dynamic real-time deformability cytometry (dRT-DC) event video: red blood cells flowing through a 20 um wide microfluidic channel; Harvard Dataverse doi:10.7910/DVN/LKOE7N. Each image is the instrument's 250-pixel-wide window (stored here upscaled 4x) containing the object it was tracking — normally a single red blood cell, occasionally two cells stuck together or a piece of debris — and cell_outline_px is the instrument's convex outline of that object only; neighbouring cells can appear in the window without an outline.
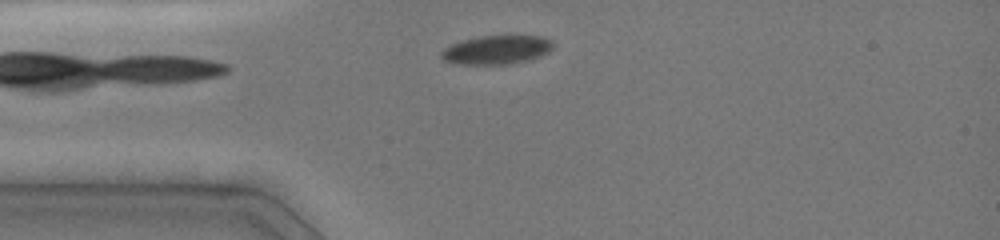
{"species": "common noctule bat (a hibernating species)", "species_latin": "Nyctalus noctula", "temperature_condition": "cold", "stored_images_in_passage": 6, "camera_frame_rate_fps": 3000, "um_per_image_px": 0.085, "animal": {"sex": "female", "body_mass_g": 19.0, "forearm_length_mm": 51.5}, "frame": {"image": 1, "passage_image": 1, "time_ms": 0.0, "image_size_px": [1000, 240], "cell_outline_px": [[556, 44], [548, 52], [540, 56], [528, 60], [512, 64], [456, 64], [444, 60], [440, 56], [440, 52], [444, 48], [460, 40], [480, 36], [540, 36], [552, 40]], "centroid_in_image_um": [42.21, 4.23], "position_along_channel_um": 42.8, "area_um2": 18.9}}
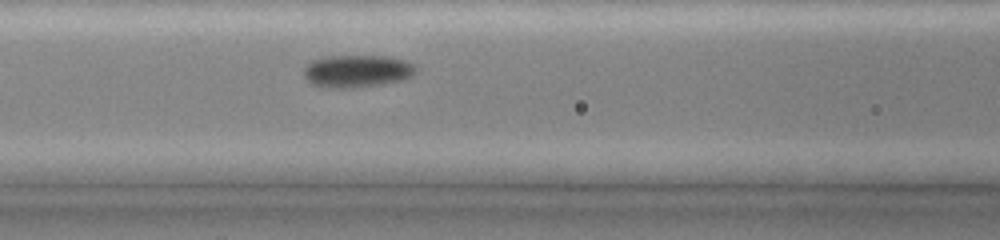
{"frame": {"image": 2, "passage_image": 6, "time_ms": 2.667, "image_size_px": [1000, 240], "cell_outline_px": [[416, 72], [412, 76], [400, 80], [380, 84], [352, 88], [328, 88], [308, 84], [304, 76], [304, 68], [312, 60], [328, 56], [384, 56], [408, 60], [416, 68]], "centroid_in_image_um": [30.31, 6.05], "position_along_channel_um": 136.3, "area_um2": 21.33}}